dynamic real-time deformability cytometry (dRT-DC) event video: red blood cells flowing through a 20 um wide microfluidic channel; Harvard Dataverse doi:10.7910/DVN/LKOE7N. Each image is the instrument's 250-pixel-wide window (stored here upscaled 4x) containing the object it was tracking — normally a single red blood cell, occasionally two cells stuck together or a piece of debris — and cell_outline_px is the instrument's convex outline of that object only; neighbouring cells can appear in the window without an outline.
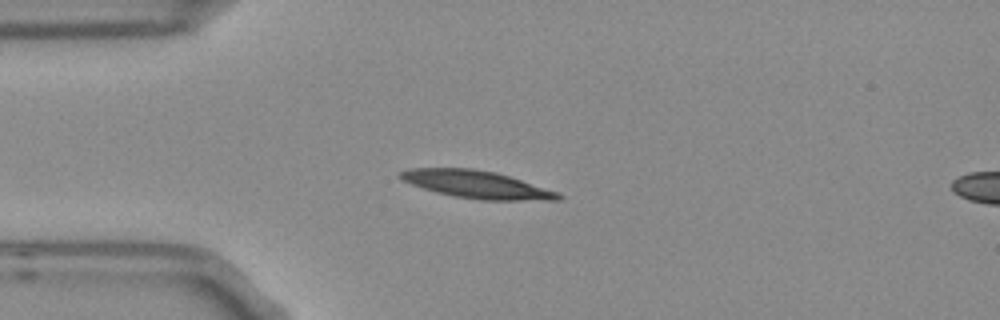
{"species": "Egyptian fruit bat (a non-hibernating species)", "species_latin": "Rousettus aegyptiacus", "temperature_condition": "room temperature", "stored_images_in_passage": 5, "camera_frame_rate_fps": 3000, "um_per_image_px": 0.085, "frame": {"image": 1, "passage_image": 4, "time_ms": 1.0, "image_size_px": [1000, 320], "cell_outline_px": [[564, 196], [560, 200], [480, 200], [456, 196], [436, 192], [412, 184], [396, 176], [400, 172], [408, 168], [472, 168], [496, 172], [560, 192]], "centroid_in_image_um": [40.55, 15.68], "position_along_channel_um": 44.4, "area_um2": 25.32}}